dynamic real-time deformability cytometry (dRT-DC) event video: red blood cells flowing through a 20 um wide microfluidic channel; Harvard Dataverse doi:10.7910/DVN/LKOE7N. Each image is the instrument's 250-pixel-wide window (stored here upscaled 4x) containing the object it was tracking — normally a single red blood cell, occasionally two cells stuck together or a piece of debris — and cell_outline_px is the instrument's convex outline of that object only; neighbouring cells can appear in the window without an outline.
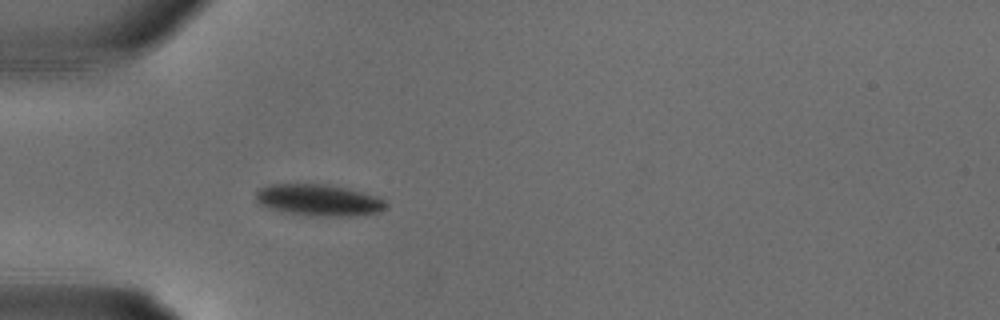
{"species": "common noctule bat (a hibernating species)", "species_latin": "Nyctalus noctula", "temperature_condition": "warm", "stored_images_in_passage": 18, "camera_frame_rate_fps": 3000, "um_per_image_px": 0.085, "animal": {"sex": "male", "body_mass_g": 18.8}, "frame": {"image": 1, "passage_image": 5, "time_ms": 1.333, "image_size_px": [1000, 320], "cell_outline_px": [[388, 204], [380, 212], [352, 216], [312, 216], [280, 212], [268, 208], [260, 204], [256, 200], [256, 192], [260, 188], [268, 184], [328, 184], [348, 188], [364, 192], [376, 196], [384, 200]], "centroid_in_image_um": [27.08, 17.01], "position_along_channel_um": 57.9, "area_um2": 24.22}}
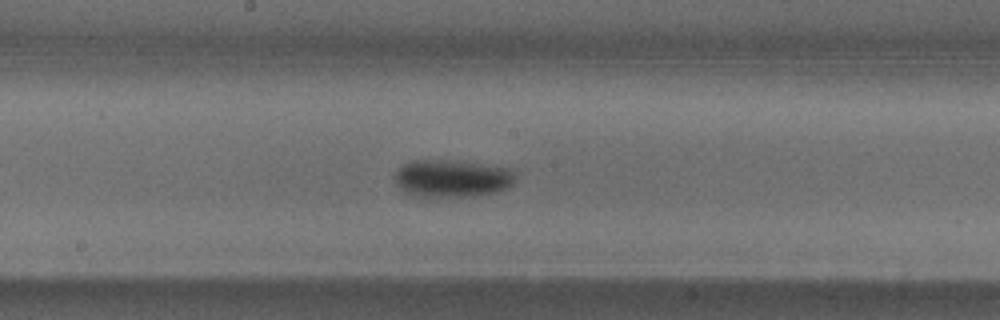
{"frame": {"image": 2, "passage_image": 12, "time_ms": 3.667, "image_size_px": [1000, 320], "cell_outline_px": [[516, 180], [508, 188], [496, 192], [472, 196], [420, 196], [404, 192], [396, 184], [392, 176], [396, 168], [412, 160], [456, 160], [512, 168], [516, 176]], "centroid_in_image_um": [38.42, 15.14], "position_along_channel_um": 209.8, "area_um2": 26.76}}
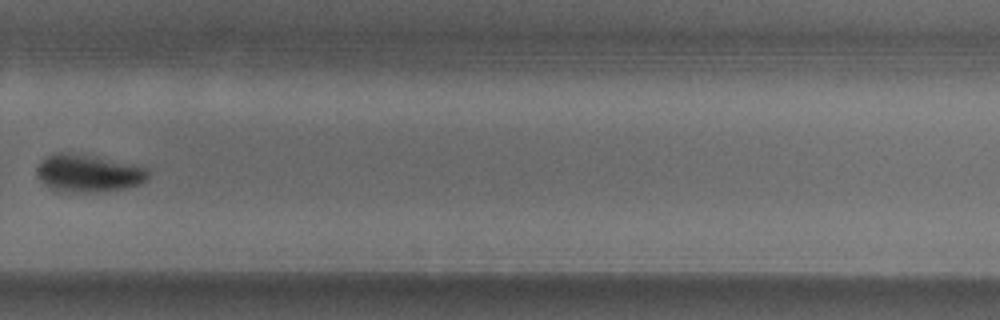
{"frame": {"image": 3, "passage_image": 17, "time_ms": 5.333, "image_size_px": [1000, 320], "cell_outline_px": [[152, 172], [148, 180], [140, 184], [124, 188], [100, 192], [72, 192], [48, 188], [36, 176], [36, 168], [40, 160], [48, 156], [60, 152], [140, 164], [148, 168]], "centroid_in_image_um": [7.56, 14.74], "position_along_channel_um": 322.2, "area_um2": 24.57}}